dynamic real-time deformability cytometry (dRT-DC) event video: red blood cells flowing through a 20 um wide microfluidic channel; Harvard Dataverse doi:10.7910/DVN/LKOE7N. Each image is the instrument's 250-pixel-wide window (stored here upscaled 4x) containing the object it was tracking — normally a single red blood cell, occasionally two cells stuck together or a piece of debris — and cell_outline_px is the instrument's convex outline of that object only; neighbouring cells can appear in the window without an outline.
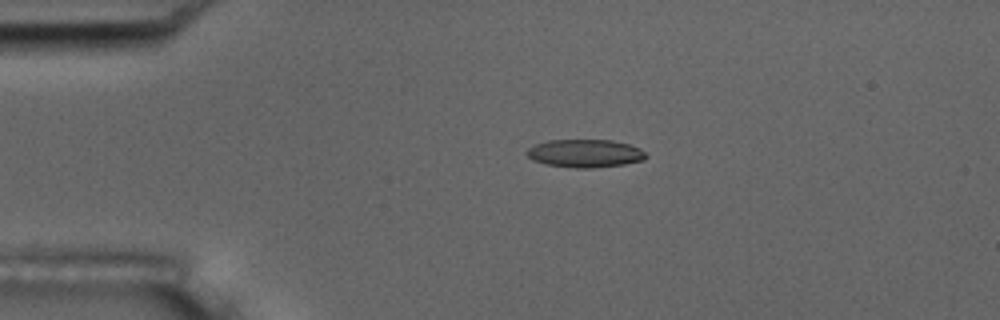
{"species": "common noctule bat (a hibernating species)", "species_latin": "Nyctalus noctula", "temperature_condition": "room temperature", "stored_images_in_passage": 5, "camera_frame_rate_fps": 3000, "um_per_image_px": 0.085, "animal": {"sex": "male", "body_mass_g": 17.5, "forearm_length_mm": 52.3}, "frame": {"image": 1, "passage_image": 4, "time_ms": 3.667, "image_size_px": [1000, 320], "cell_outline_px": [[648, 156], [644, 160], [624, 164], [592, 168], [576, 168], [544, 164], [532, 160], [524, 152], [528, 148], [536, 144], [548, 140], [612, 140], [628, 144], [640, 148]], "centroid_in_image_um": [49.71, 13.04], "position_along_channel_um": 35.3, "area_um2": 19.54}}